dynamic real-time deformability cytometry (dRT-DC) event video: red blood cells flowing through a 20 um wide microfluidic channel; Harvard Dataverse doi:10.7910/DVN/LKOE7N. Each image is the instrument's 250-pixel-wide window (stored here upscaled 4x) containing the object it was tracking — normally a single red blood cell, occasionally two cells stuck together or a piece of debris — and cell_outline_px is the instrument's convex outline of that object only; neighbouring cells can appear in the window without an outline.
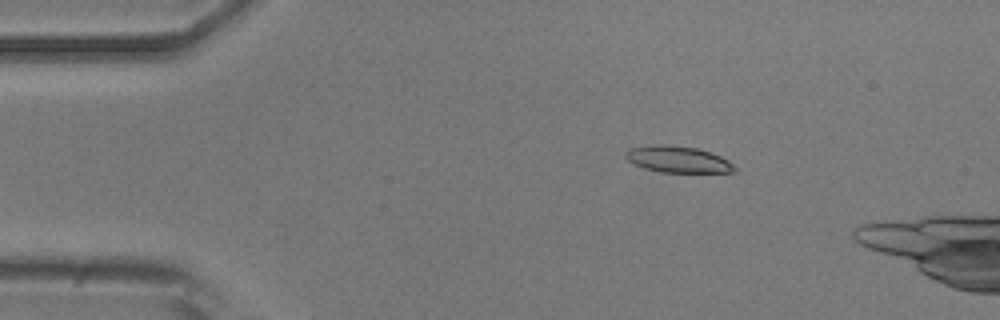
{"species": "common noctule bat (a hibernating species)", "species_latin": "Nyctalus noctula", "temperature_condition": "room temperature", "stored_images_in_passage": 4, "camera_frame_rate_fps": 3000, "um_per_image_px": 0.085, "animal": {"sex": "male", "body_mass_g": 20.5, "forearm_length_mm": 52.5}, "frame": {"image": 1, "passage_image": 3, "time_ms": 2.0, "image_size_px": [1000, 320], "cell_outline_px": [[736, 172], [660, 172], [644, 168], [628, 160], [624, 156], [624, 152], [628, 148], [656, 144], [668, 144], [696, 148], [720, 156], [728, 160], [736, 168]], "centroid_in_image_um": [57.58, 13.54], "position_along_channel_um": 27.4, "area_um2": 16.76}}